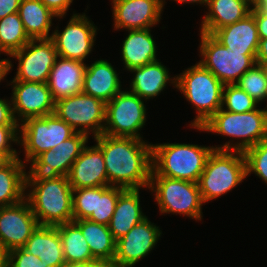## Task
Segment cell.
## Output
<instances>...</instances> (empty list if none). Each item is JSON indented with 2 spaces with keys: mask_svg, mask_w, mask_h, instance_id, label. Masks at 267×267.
I'll use <instances>...</instances> for the list:
<instances>
[{
  "mask_svg": "<svg viewBox=\"0 0 267 267\" xmlns=\"http://www.w3.org/2000/svg\"><path fill=\"white\" fill-rule=\"evenodd\" d=\"M162 235L148 217L116 241V253L110 267H133L149 255Z\"/></svg>",
  "mask_w": 267,
  "mask_h": 267,
  "instance_id": "2e32d148",
  "label": "cell"
},
{
  "mask_svg": "<svg viewBox=\"0 0 267 267\" xmlns=\"http://www.w3.org/2000/svg\"><path fill=\"white\" fill-rule=\"evenodd\" d=\"M96 204V187L73 189L72 211L73 220L88 219Z\"/></svg>",
  "mask_w": 267,
  "mask_h": 267,
  "instance_id": "8d00e7d4",
  "label": "cell"
},
{
  "mask_svg": "<svg viewBox=\"0 0 267 267\" xmlns=\"http://www.w3.org/2000/svg\"><path fill=\"white\" fill-rule=\"evenodd\" d=\"M58 53L51 39L30 40L10 58L18 60L16 75L12 81L47 83Z\"/></svg>",
  "mask_w": 267,
  "mask_h": 267,
  "instance_id": "4fadbf2b",
  "label": "cell"
},
{
  "mask_svg": "<svg viewBox=\"0 0 267 267\" xmlns=\"http://www.w3.org/2000/svg\"><path fill=\"white\" fill-rule=\"evenodd\" d=\"M246 161V176L254 173L267 184V138L243 152Z\"/></svg>",
  "mask_w": 267,
  "mask_h": 267,
  "instance_id": "d590c367",
  "label": "cell"
},
{
  "mask_svg": "<svg viewBox=\"0 0 267 267\" xmlns=\"http://www.w3.org/2000/svg\"><path fill=\"white\" fill-rule=\"evenodd\" d=\"M251 9L267 11V0H254Z\"/></svg>",
  "mask_w": 267,
  "mask_h": 267,
  "instance_id": "bcb514c9",
  "label": "cell"
},
{
  "mask_svg": "<svg viewBox=\"0 0 267 267\" xmlns=\"http://www.w3.org/2000/svg\"><path fill=\"white\" fill-rule=\"evenodd\" d=\"M73 222L81 229L92 256L111 266L116 253V240L109 227L88 219L73 220Z\"/></svg>",
  "mask_w": 267,
  "mask_h": 267,
  "instance_id": "f546056e",
  "label": "cell"
},
{
  "mask_svg": "<svg viewBox=\"0 0 267 267\" xmlns=\"http://www.w3.org/2000/svg\"><path fill=\"white\" fill-rule=\"evenodd\" d=\"M128 33L121 47L124 69L129 71L159 60L150 28L128 30Z\"/></svg>",
  "mask_w": 267,
  "mask_h": 267,
  "instance_id": "4316f807",
  "label": "cell"
},
{
  "mask_svg": "<svg viewBox=\"0 0 267 267\" xmlns=\"http://www.w3.org/2000/svg\"><path fill=\"white\" fill-rule=\"evenodd\" d=\"M199 63L213 73L224 85L236 84L256 64V55L232 52L212 35L200 32Z\"/></svg>",
  "mask_w": 267,
  "mask_h": 267,
  "instance_id": "30bf717a",
  "label": "cell"
},
{
  "mask_svg": "<svg viewBox=\"0 0 267 267\" xmlns=\"http://www.w3.org/2000/svg\"><path fill=\"white\" fill-rule=\"evenodd\" d=\"M7 60H8V63H9V69H0V82H1V80H3V81L5 80L8 72H10V70L13 67V65H12V63L10 61L11 59L7 58Z\"/></svg>",
  "mask_w": 267,
  "mask_h": 267,
  "instance_id": "681fc988",
  "label": "cell"
},
{
  "mask_svg": "<svg viewBox=\"0 0 267 267\" xmlns=\"http://www.w3.org/2000/svg\"><path fill=\"white\" fill-rule=\"evenodd\" d=\"M260 104L237 84H227L223 87L222 109L232 113H244L257 109ZM225 106V107H224Z\"/></svg>",
  "mask_w": 267,
  "mask_h": 267,
  "instance_id": "836d02e7",
  "label": "cell"
},
{
  "mask_svg": "<svg viewBox=\"0 0 267 267\" xmlns=\"http://www.w3.org/2000/svg\"><path fill=\"white\" fill-rule=\"evenodd\" d=\"M7 267H48V265L23 248H17L8 252Z\"/></svg>",
  "mask_w": 267,
  "mask_h": 267,
  "instance_id": "f35d334b",
  "label": "cell"
},
{
  "mask_svg": "<svg viewBox=\"0 0 267 267\" xmlns=\"http://www.w3.org/2000/svg\"><path fill=\"white\" fill-rule=\"evenodd\" d=\"M39 225L26 198L0 207V245L7 252L22 248Z\"/></svg>",
  "mask_w": 267,
  "mask_h": 267,
  "instance_id": "9a60e30c",
  "label": "cell"
},
{
  "mask_svg": "<svg viewBox=\"0 0 267 267\" xmlns=\"http://www.w3.org/2000/svg\"><path fill=\"white\" fill-rule=\"evenodd\" d=\"M56 16H66L73 0H40Z\"/></svg>",
  "mask_w": 267,
  "mask_h": 267,
  "instance_id": "ab89813d",
  "label": "cell"
},
{
  "mask_svg": "<svg viewBox=\"0 0 267 267\" xmlns=\"http://www.w3.org/2000/svg\"><path fill=\"white\" fill-rule=\"evenodd\" d=\"M139 194L140 189H124L119 194L115 211L108 224L116 241L147 217L141 210Z\"/></svg>",
  "mask_w": 267,
  "mask_h": 267,
  "instance_id": "d4e9b609",
  "label": "cell"
},
{
  "mask_svg": "<svg viewBox=\"0 0 267 267\" xmlns=\"http://www.w3.org/2000/svg\"><path fill=\"white\" fill-rule=\"evenodd\" d=\"M86 66V63L79 60L57 57L47 81L55 102L82 93Z\"/></svg>",
  "mask_w": 267,
  "mask_h": 267,
  "instance_id": "ffe728a7",
  "label": "cell"
},
{
  "mask_svg": "<svg viewBox=\"0 0 267 267\" xmlns=\"http://www.w3.org/2000/svg\"><path fill=\"white\" fill-rule=\"evenodd\" d=\"M59 267H110L107 263L100 260L89 262H64Z\"/></svg>",
  "mask_w": 267,
  "mask_h": 267,
  "instance_id": "ee69618b",
  "label": "cell"
},
{
  "mask_svg": "<svg viewBox=\"0 0 267 267\" xmlns=\"http://www.w3.org/2000/svg\"><path fill=\"white\" fill-rule=\"evenodd\" d=\"M90 136L76 132L72 137L30 159L26 182H41L68 176L71 166L87 146Z\"/></svg>",
  "mask_w": 267,
  "mask_h": 267,
  "instance_id": "9c48e42d",
  "label": "cell"
},
{
  "mask_svg": "<svg viewBox=\"0 0 267 267\" xmlns=\"http://www.w3.org/2000/svg\"><path fill=\"white\" fill-rule=\"evenodd\" d=\"M258 103L267 99V82L262 66L253 65L236 83Z\"/></svg>",
  "mask_w": 267,
  "mask_h": 267,
  "instance_id": "e575fe53",
  "label": "cell"
},
{
  "mask_svg": "<svg viewBox=\"0 0 267 267\" xmlns=\"http://www.w3.org/2000/svg\"><path fill=\"white\" fill-rule=\"evenodd\" d=\"M8 252L0 245V267H7Z\"/></svg>",
  "mask_w": 267,
  "mask_h": 267,
  "instance_id": "7dc6e473",
  "label": "cell"
},
{
  "mask_svg": "<svg viewBox=\"0 0 267 267\" xmlns=\"http://www.w3.org/2000/svg\"><path fill=\"white\" fill-rule=\"evenodd\" d=\"M213 146L185 143L152 144L151 176L198 183Z\"/></svg>",
  "mask_w": 267,
  "mask_h": 267,
  "instance_id": "3957f363",
  "label": "cell"
},
{
  "mask_svg": "<svg viewBox=\"0 0 267 267\" xmlns=\"http://www.w3.org/2000/svg\"><path fill=\"white\" fill-rule=\"evenodd\" d=\"M123 190L124 188L117 186L96 187L95 211L88 220L108 226L115 211L119 194Z\"/></svg>",
  "mask_w": 267,
  "mask_h": 267,
  "instance_id": "d6a6232c",
  "label": "cell"
},
{
  "mask_svg": "<svg viewBox=\"0 0 267 267\" xmlns=\"http://www.w3.org/2000/svg\"><path fill=\"white\" fill-rule=\"evenodd\" d=\"M106 103L84 93L62 98L55 102L54 113L76 132L93 137L103 134Z\"/></svg>",
  "mask_w": 267,
  "mask_h": 267,
  "instance_id": "7c38bea8",
  "label": "cell"
},
{
  "mask_svg": "<svg viewBox=\"0 0 267 267\" xmlns=\"http://www.w3.org/2000/svg\"><path fill=\"white\" fill-rule=\"evenodd\" d=\"M176 78V88L197 110L191 127H201L222 108L224 84L199 62L176 75Z\"/></svg>",
  "mask_w": 267,
  "mask_h": 267,
  "instance_id": "5b68a950",
  "label": "cell"
},
{
  "mask_svg": "<svg viewBox=\"0 0 267 267\" xmlns=\"http://www.w3.org/2000/svg\"><path fill=\"white\" fill-rule=\"evenodd\" d=\"M256 20L259 39H267V11L251 9Z\"/></svg>",
  "mask_w": 267,
  "mask_h": 267,
  "instance_id": "b9f144b4",
  "label": "cell"
},
{
  "mask_svg": "<svg viewBox=\"0 0 267 267\" xmlns=\"http://www.w3.org/2000/svg\"><path fill=\"white\" fill-rule=\"evenodd\" d=\"M70 18L61 33L57 28L52 32L51 40L58 56L84 62L93 51L98 28L85 13H74Z\"/></svg>",
  "mask_w": 267,
  "mask_h": 267,
  "instance_id": "5bb4252c",
  "label": "cell"
},
{
  "mask_svg": "<svg viewBox=\"0 0 267 267\" xmlns=\"http://www.w3.org/2000/svg\"><path fill=\"white\" fill-rule=\"evenodd\" d=\"M30 40L18 12L0 19V53L10 57Z\"/></svg>",
  "mask_w": 267,
  "mask_h": 267,
  "instance_id": "1f68e13d",
  "label": "cell"
},
{
  "mask_svg": "<svg viewBox=\"0 0 267 267\" xmlns=\"http://www.w3.org/2000/svg\"><path fill=\"white\" fill-rule=\"evenodd\" d=\"M21 0H0V19L18 12Z\"/></svg>",
  "mask_w": 267,
  "mask_h": 267,
  "instance_id": "7bdbcfd3",
  "label": "cell"
},
{
  "mask_svg": "<svg viewBox=\"0 0 267 267\" xmlns=\"http://www.w3.org/2000/svg\"><path fill=\"white\" fill-rule=\"evenodd\" d=\"M76 131L55 113L27 118L19 124V145L24 148L25 162L72 137Z\"/></svg>",
  "mask_w": 267,
  "mask_h": 267,
  "instance_id": "ba28073f",
  "label": "cell"
},
{
  "mask_svg": "<svg viewBox=\"0 0 267 267\" xmlns=\"http://www.w3.org/2000/svg\"><path fill=\"white\" fill-rule=\"evenodd\" d=\"M0 69H9V63L7 59H0Z\"/></svg>",
  "mask_w": 267,
  "mask_h": 267,
  "instance_id": "f907efd6",
  "label": "cell"
},
{
  "mask_svg": "<svg viewBox=\"0 0 267 267\" xmlns=\"http://www.w3.org/2000/svg\"><path fill=\"white\" fill-rule=\"evenodd\" d=\"M18 14L31 40L51 39L52 19L63 18L56 16L40 0H21Z\"/></svg>",
  "mask_w": 267,
  "mask_h": 267,
  "instance_id": "f1b7e54d",
  "label": "cell"
},
{
  "mask_svg": "<svg viewBox=\"0 0 267 267\" xmlns=\"http://www.w3.org/2000/svg\"><path fill=\"white\" fill-rule=\"evenodd\" d=\"M246 177L243 152L213 149L198 181L204 204L230 192Z\"/></svg>",
  "mask_w": 267,
  "mask_h": 267,
  "instance_id": "8992f818",
  "label": "cell"
},
{
  "mask_svg": "<svg viewBox=\"0 0 267 267\" xmlns=\"http://www.w3.org/2000/svg\"><path fill=\"white\" fill-rule=\"evenodd\" d=\"M62 241L65 262H89L96 260L90 251L81 229L72 221L57 225Z\"/></svg>",
  "mask_w": 267,
  "mask_h": 267,
  "instance_id": "4dcf8cb0",
  "label": "cell"
},
{
  "mask_svg": "<svg viewBox=\"0 0 267 267\" xmlns=\"http://www.w3.org/2000/svg\"><path fill=\"white\" fill-rule=\"evenodd\" d=\"M102 151L108 186L124 189L149 188L152 172V144L133 137H94Z\"/></svg>",
  "mask_w": 267,
  "mask_h": 267,
  "instance_id": "6da1fadb",
  "label": "cell"
},
{
  "mask_svg": "<svg viewBox=\"0 0 267 267\" xmlns=\"http://www.w3.org/2000/svg\"><path fill=\"white\" fill-rule=\"evenodd\" d=\"M200 32L212 35L217 29L231 25L248 15L252 8L249 0H208Z\"/></svg>",
  "mask_w": 267,
  "mask_h": 267,
  "instance_id": "cb8c5ba5",
  "label": "cell"
},
{
  "mask_svg": "<svg viewBox=\"0 0 267 267\" xmlns=\"http://www.w3.org/2000/svg\"><path fill=\"white\" fill-rule=\"evenodd\" d=\"M22 248L40 258L48 267H59L65 262L57 226L39 225Z\"/></svg>",
  "mask_w": 267,
  "mask_h": 267,
  "instance_id": "484cf974",
  "label": "cell"
},
{
  "mask_svg": "<svg viewBox=\"0 0 267 267\" xmlns=\"http://www.w3.org/2000/svg\"><path fill=\"white\" fill-rule=\"evenodd\" d=\"M24 163L19 157L0 161V207L13 205L25 199Z\"/></svg>",
  "mask_w": 267,
  "mask_h": 267,
  "instance_id": "83f0119b",
  "label": "cell"
},
{
  "mask_svg": "<svg viewBox=\"0 0 267 267\" xmlns=\"http://www.w3.org/2000/svg\"><path fill=\"white\" fill-rule=\"evenodd\" d=\"M200 132H212L221 136L237 138L223 145L213 147L216 150H234L244 152L267 138V109L257 108L244 113H232L220 108L201 127H194Z\"/></svg>",
  "mask_w": 267,
  "mask_h": 267,
  "instance_id": "7a4b0ae2",
  "label": "cell"
},
{
  "mask_svg": "<svg viewBox=\"0 0 267 267\" xmlns=\"http://www.w3.org/2000/svg\"><path fill=\"white\" fill-rule=\"evenodd\" d=\"M0 125H19L13 116L11 99L0 98Z\"/></svg>",
  "mask_w": 267,
  "mask_h": 267,
  "instance_id": "60d3db41",
  "label": "cell"
},
{
  "mask_svg": "<svg viewBox=\"0 0 267 267\" xmlns=\"http://www.w3.org/2000/svg\"><path fill=\"white\" fill-rule=\"evenodd\" d=\"M144 99L126 90L121 91L106 103L103 134L112 137H133L140 140V130L145 125L146 105Z\"/></svg>",
  "mask_w": 267,
  "mask_h": 267,
  "instance_id": "8fae6325",
  "label": "cell"
},
{
  "mask_svg": "<svg viewBox=\"0 0 267 267\" xmlns=\"http://www.w3.org/2000/svg\"><path fill=\"white\" fill-rule=\"evenodd\" d=\"M114 30L152 28L161 19V0H112Z\"/></svg>",
  "mask_w": 267,
  "mask_h": 267,
  "instance_id": "ac0fdd59",
  "label": "cell"
},
{
  "mask_svg": "<svg viewBox=\"0 0 267 267\" xmlns=\"http://www.w3.org/2000/svg\"><path fill=\"white\" fill-rule=\"evenodd\" d=\"M212 36L233 53L257 55L260 39L257 23L251 12L243 19L217 29Z\"/></svg>",
  "mask_w": 267,
  "mask_h": 267,
  "instance_id": "44dd1931",
  "label": "cell"
},
{
  "mask_svg": "<svg viewBox=\"0 0 267 267\" xmlns=\"http://www.w3.org/2000/svg\"><path fill=\"white\" fill-rule=\"evenodd\" d=\"M129 71L134 73L129 91L144 100L158 96L166 88L167 83L173 84L176 88V76L172 78L169 75V70L160 60Z\"/></svg>",
  "mask_w": 267,
  "mask_h": 267,
  "instance_id": "603a6c76",
  "label": "cell"
},
{
  "mask_svg": "<svg viewBox=\"0 0 267 267\" xmlns=\"http://www.w3.org/2000/svg\"><path fill=\"white\" fill-rule=\"evenodd\" d=\"M256 63H267V39H260L256 55Z\"/></svg>",
  "mask_w": 267,
  "mask_h": 267,
  "instance_id": "f6af8a7d",
  "label": "cell"
},
{
  "mask_svg": "<svg viewBox=\"0 0 267 267\" xmlns=\"http://www.w3.org/2000/svg\"><path fill=\"white\" fill-rule=\"evenodd\" d=\"M72 189L108 186L102 151L96 146L83 149L67 176Z\"/></svg>",
  "mask_w": 267,
  "mask_h": 267,
  "instance_id": "d6986e66",
  "label": "cell"
},
{
  "mask_svg": "<svg viewBox=\"0 0 267 267\" xmlns=\"http://www.w3.org/2000/svg\"><path fill=\"white\" fill-rule=\"evenodd\" d=\"M26 190L29 191L25 193V198L40 225L57 226L73 221V189L66 176L26 182Z\"/></svg>",
  "mask_w": 267,
  "mask_h": 267,
  "instance_id": "277c9868",
  "label": "cell"
},
{
  "mask_svg": "<svg viewBox=\"0 0 267 267\" xmlns=\"http://www.w3.org/2000/svg\"><path fill=\"white\" fill-rule=\"evenodd\" d=\"M260 65L262 66V69H263L265 77H266V82H267V63H262Z\"/></svg>",
  "mask_w": 267,
  "mask_h": 267,
  "instance_id": "816d5d0a",
  "label": "cell"
},
{
  "mask_svg": "<svg viewBox=\"0 0 267 267\" xmlns=\"http://www.w3.org/2000/svg\"><path fill=\"white\" fill-rule=\"evenodd\" d=\"M10 84H13L10 98L12 112L18 124L27 118L43 117L54 113L55 101L47 83L11 81Z\"/></svg>",
  "mask_w": 267,
  "mask_h": 267,
  "instance_id": "e0dca14e",
  "label": "cell"
},
{
  "mask_svg": "<svg viewBox=\"0 0 267 267\" xmlns=\"http://www.w3.org/2000/svg\"><path fill=\"white\" fill-rule=\"evenodd\" d=\"M149 190L155 192L160 213L181 214L196 221L202 220L204 202L198 183L166 176H151Z\"/></svg>",
  "mask_w": 267,
  "mask_h": 267,
  "instance_id": "52a82bcc",
  "label": "cell"
},
{
  "mask_svg": "<svg viewBox=\"0 0 267 267\" xmlns=\"http://www.w3.org/2000/svg\"><path fill=\"white\" fill-rule=\"evenodd\" d=\"M19 125H0V161L19 157L13 143L19 144ZM13 142V143H12Z\"/></svg>",
  "mask_w": 267,
  "mask_h": 267,
  "instance_id": "74e56055",
  "label": "cell"
},
{
  "mask_svg": "<svg viewBox=\"0 0 267 267\" xmlns=\"http://www.w3.org/2000/svg\"><path fill=\"white\" fill-rule=\"evenodd\" d=\"M121 81L108 60L100 59L86 66L82 93L108 103L122 91Z\"/></svg>",
  "mask_w": 267,
  "mask_h": 267,
  "instance_id": "7402d4cb",
  "label": "cell"
},
{
  "mask_svg": "<svg viewBox=\"0 0 267 267\" xmlns=\"http://www.w3.org/2000/svg\"><path fill=\"white\" fill-rule=\"evenodd\" d=\"M173 1H175V2H178V3H191V4H193V3H197V5L198 4H200V5H203V6H207V4H208V0H173ZM165 0L163 1V8H164V6H165Z\"/></svg>",
  "mask_w": 267,
  "mask_h": 267,
  "instance_id": "c3c4849f",
  "label": "cell"
}]
</instances>
